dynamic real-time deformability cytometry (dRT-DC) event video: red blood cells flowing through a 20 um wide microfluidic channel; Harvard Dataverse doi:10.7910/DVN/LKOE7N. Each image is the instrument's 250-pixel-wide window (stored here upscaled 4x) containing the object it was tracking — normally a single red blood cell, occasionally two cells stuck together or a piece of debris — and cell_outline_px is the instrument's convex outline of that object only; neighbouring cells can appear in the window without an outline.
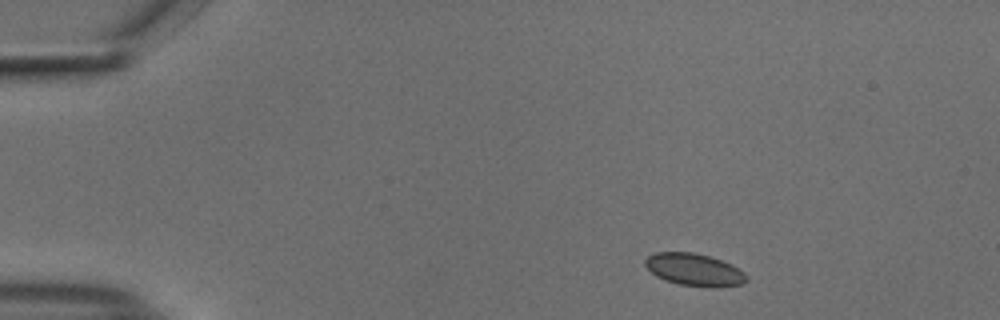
{"species": "common noctule bat (a hibernating species)", "species_latin": "Nyctalus noctula", "temperature_condition": "cold", "stored_images_in_passage": 11, "camera_frame_rate_fps": 3000, "um_per_image_px": 0.085, "animal": {"sex": "male", "body_mass_g": 18.8}, "frame": {"image": 1, "passage_image": 4, "time_ms": 1.0, "image_size_px": [1000, 320], "cell_outline_px": [[748, 280], [744, 284], [716, 288], [708, 288], [680, 284], [656, 276], [644, 264], [644, 260], [648, 256], [656, 252], [692, 252], [708, 256], [732, 264], [744, 272], [748, 276]], "centroid_in_image_um": [59.06, 22.94], "position_along_channel_um": 25.9, "area_um2": 19.19}}